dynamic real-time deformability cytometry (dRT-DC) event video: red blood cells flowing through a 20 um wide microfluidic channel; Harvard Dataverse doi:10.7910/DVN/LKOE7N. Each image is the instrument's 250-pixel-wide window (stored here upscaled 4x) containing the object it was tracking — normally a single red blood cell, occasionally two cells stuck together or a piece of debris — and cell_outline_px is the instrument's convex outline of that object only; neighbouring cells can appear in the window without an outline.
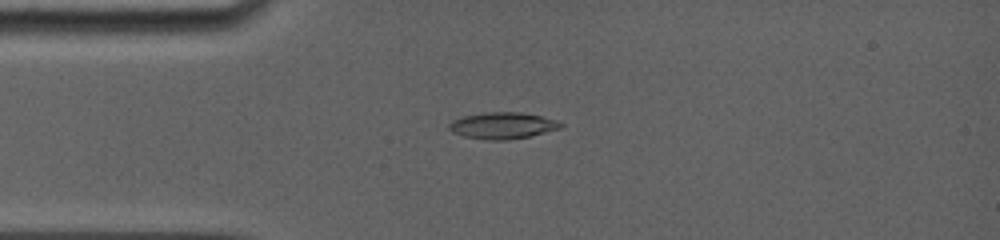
{"species": "common noctule bat (a hibernating species)", "species_latin": "Nyctalus noctula", "temperature_condition": "room temperature", "stored_images_in_passage": 26, "camera_frame_rate_fps": 5000, "um_per_image_px": 0.085, "animal": {"sex": "female", "body_mass_g": 19.0, "forearm_length_mm": 56.7}, "frame": {"image": 1, "passage_image": 2, "time_ms": 0.4, "image_size_px": [1000, 240], "cell_outline_px": [[564, 128], [532, 136], [508, 140], [488, 140], [464, 136], [452, 132], [448, 128], [448, 124], [452, 120], [460, 116], [484, 112], [520, 112], [540, 116], [556, 120], [564, 124]], "centroid_in_image_um": [42.73, 10.67], "position_along_channel_um": 42.3, "area_um2": 17.57}}
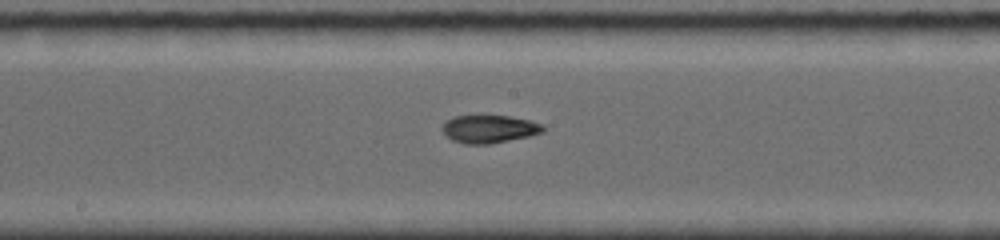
{"frame": {"image": 2, "passage_image": 16, "time_ms": 5.0, "image_size_px": [1000, 240], "cell_outline_px": [[544, 132], [528, 136], [488, 144], [464, 144], [452, 140], [440, 128], [452, 116], [480, 112], [484, 112], [532, 120], [544, 124]], "centroid_in_image_um": [41.57, 10.9], "position_along_channel_um": 206.6, "area_um2": 17.17}}
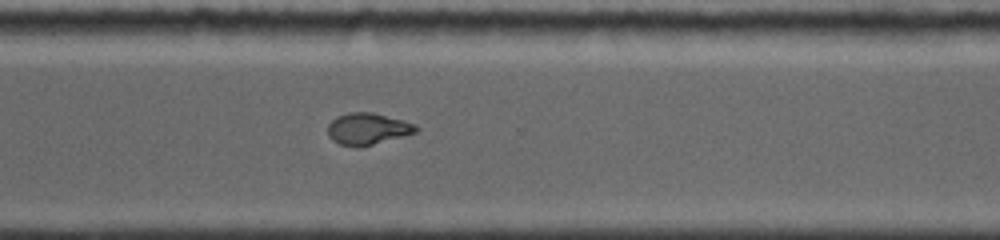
{"frame": {"image": 3, "passage_image": 26, "time_ms": 8.4, "image_size_px": [1000, 240], "cell_outline_px": [[420, 128], [416, 132], [372, 144], [340, 144], [332, 140], [328, 136], [328, 124], [336, 116], [348, 112], [372, 112], [404, 120], [416, 124]], "centroid_in_image_um": [31.26, 10.9], "position_along_channel_um": 339.3, "area_um2": 15.84}}